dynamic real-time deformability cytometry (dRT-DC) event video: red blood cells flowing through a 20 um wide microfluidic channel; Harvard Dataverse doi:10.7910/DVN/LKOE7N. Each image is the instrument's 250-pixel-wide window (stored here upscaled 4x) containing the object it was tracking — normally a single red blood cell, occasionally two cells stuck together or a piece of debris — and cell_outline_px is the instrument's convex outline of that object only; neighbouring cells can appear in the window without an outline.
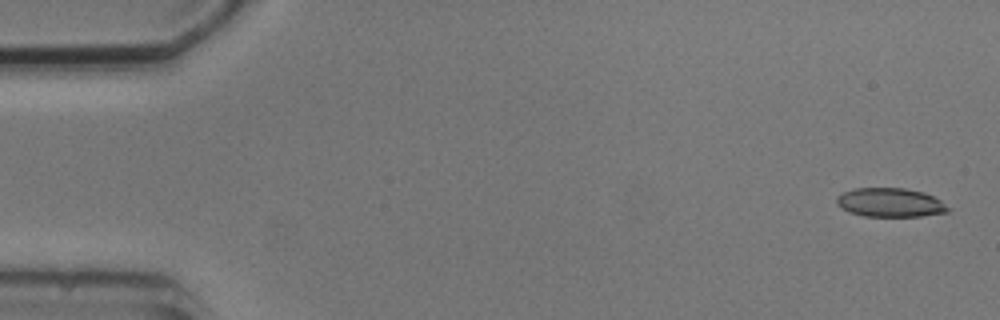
{"species": "common noctule bat (a hibernating species)", "species_latin": "Nyctalus noctula", "temperature_condition": "cold", "stored_images_in_passage": 6, "camera_frame_rate_fps": 3000, "um_per_image_px": 0.085, "animal": {"sex": "male", "body_mass_g": 20.5, "forearm_length_mm": 52.5}, "frame": {"image": 1, "passage_image": 1, "time_ms": 0.0, "image_size_px": [1000, 320], "cell_outline_px": [[952, 208], [948, 212], [920, 216], [864, 216], [848, 212], [840, 208], [836, 204], [836, 196], [852, 188], [904, 188], [924, 192], [940, 200]], "centroid_in_image_um": [75.65, 17.21], "position_along_channel_um": 9.4, "area_um2": 18.96}}